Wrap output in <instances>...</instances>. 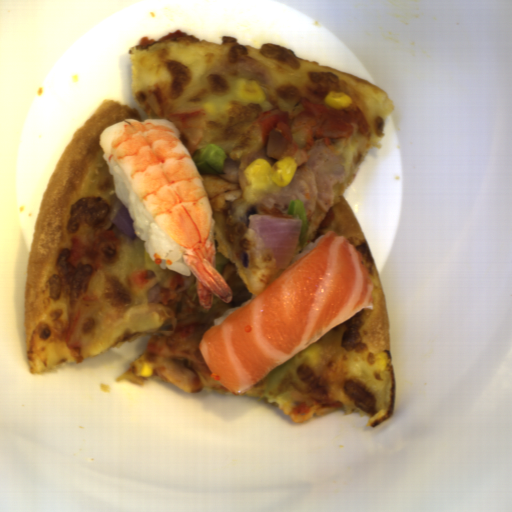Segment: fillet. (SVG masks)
Masks as SVG:
<instances>
[{
  "mask_svg": "<svg viewBox=\"0 0 512 512\" xmlns=\"http://www.w3.org/2000/svg\"><path fill=\"white\" fill-rule=\"evenodd\" d=\"M373 291L363 254L348 237L327 230L253 300L207 327L198 350L210 377L242 395L373 304Z\"/></svg>",
  "mask_w": 512,
  "mask_h": 512,
  "instance_id": "fillet-1",
  "label": "fillet"
}]
</instances>
